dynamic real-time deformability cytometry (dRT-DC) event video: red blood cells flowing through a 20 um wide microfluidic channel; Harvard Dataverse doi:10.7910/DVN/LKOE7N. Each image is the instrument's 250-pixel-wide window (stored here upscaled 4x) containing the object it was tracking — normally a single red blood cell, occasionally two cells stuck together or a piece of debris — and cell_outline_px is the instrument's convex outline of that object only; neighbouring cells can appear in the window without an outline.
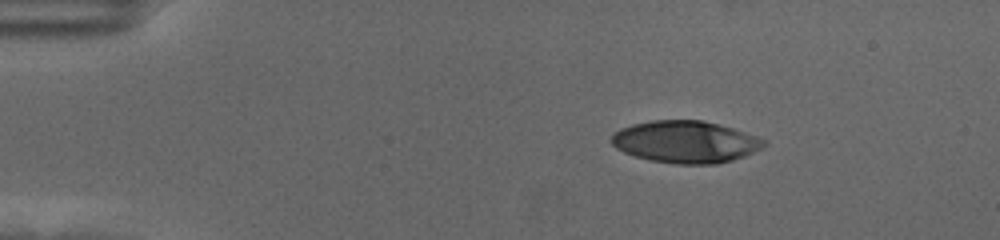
{"species": "human", "species_latin": "Homo sapiens", "temperature_condition": "cold", "stored_images_in_passage": 49, "camera_frame_rate_fps": 3000, "um_per_image_px": 0.085, "donor": {"sex": "female"}, "frame": {"image": 1, "passage_image": 1, "time_ms": 0.0, "image_size_px": [1000, 240], "cell_outline_px": [[768, 144], [764, 148], [744, 156], [732, 160], [716, 164], [676, 164], [652, 160], [636, 156], [624, 152], [616, 148], [608, 140], [620, 128], [632, 124], [652, 120], [704, 120], [732, 128], [768, 140]], "centroid_in_image_um": [58.29, 12.05], "position_along_channel_um": 26.7, "area_um2": 37.51}}
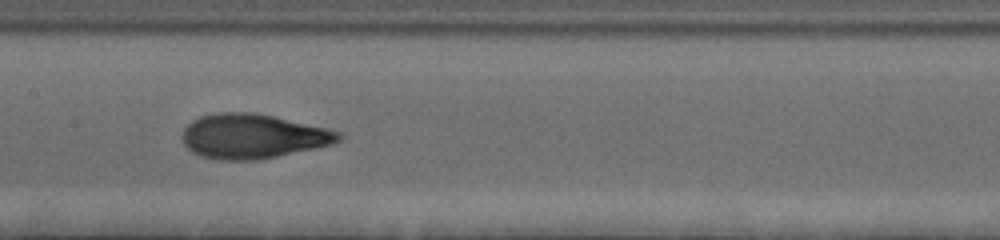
{"frame": {"image": 2, "passage_image": 21, "time_ms": 6.667, "image_size_px": [1000, 240], "cell_outline_px": [[344, 136], [340, 140], [332, 144], [316, 148], [256, 160], [216, 160], [200, 156], [192, 152], [184, 144], [180, 136], [180, 132], [192, 120], [200, 116], [216, 112], [252, 112], [272, 116], [344, 132]], "centroid_in_image_um": [21.45, 11.58], "position_along_channel_um": 185.9, "area_um2": 40.81}}
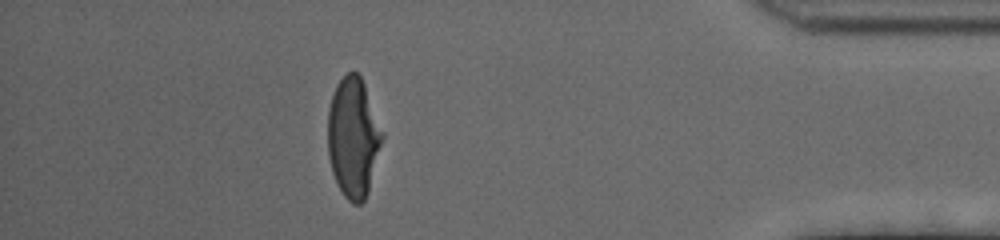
{"frame": {"image": 3, "passage_image": 43, "time_ms": 14.0, "image_size_px": [1000, 240], "cell_outline_px": [[384, 136], [368, 192], [364, 200], [360, 204], [352, 204], [344, 196], [336, 184], [332, 172], [328, 156], [328, 108], [336, 84], [348, 72], [356, 72], [360, 76], [364, 84], [384, 132]], "centroid_in_image_um": [30.02, 11.71], "position_along_channel_um": 405.2, "area_um2": 38.15}, "authors_computed_cell_mechanics": {"area_um2": 39.1884, "velocity_mm_per_s": 3.5397, "shape_relaxation_time_tau1_ms": 4.3466, "shape_relaxation_time_tau2_ms": 1.1566, "deformation_change_tau1": 0.2163, "deformation_change_tau2": 0.0717}}